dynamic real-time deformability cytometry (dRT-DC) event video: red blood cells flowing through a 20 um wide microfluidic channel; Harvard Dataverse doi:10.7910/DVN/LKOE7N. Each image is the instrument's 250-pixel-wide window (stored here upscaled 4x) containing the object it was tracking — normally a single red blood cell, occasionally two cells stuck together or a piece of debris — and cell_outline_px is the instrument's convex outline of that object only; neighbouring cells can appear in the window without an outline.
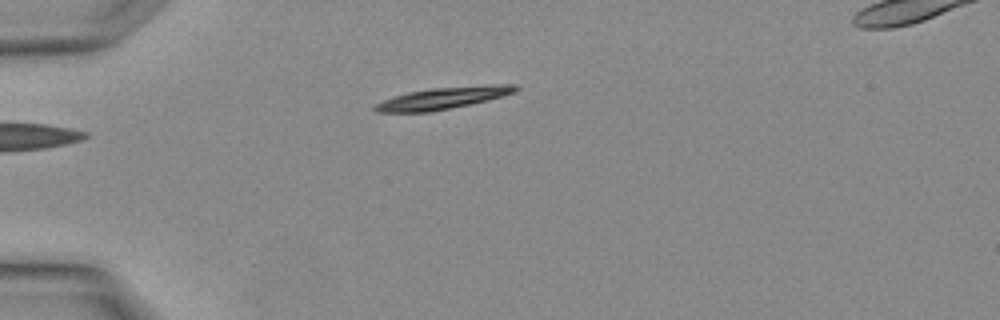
{"species": "Egyptian fruit bat (a non-hibernating species)", "species_latin": "Rousettus aegyptiacus", "temperature_condition": "warm", "stored_images_in_passage": 6, "segment_of_instrument_passage": [1, 2], "camera_frame_rate_fps": 3000, "um_per_image_px": 0.085, "animal": {"sex": "female"}, "frame": {"image": 1, "passage_image": 5, "time_ms": 1.333, "image_size_px": [1000, 320], "cell_outline_px": [[520, 88], [516, 92], [488, 100], [428, 112], [376, 112], [372, 108], [376, 104], [384, 100], [408, 92], [432, 88], [488, 84], [516, 84]], "centroid_in_image_um": [37.71, 8.32], "position_along_channel_um": 47.3, "area_um2": 17.74}}